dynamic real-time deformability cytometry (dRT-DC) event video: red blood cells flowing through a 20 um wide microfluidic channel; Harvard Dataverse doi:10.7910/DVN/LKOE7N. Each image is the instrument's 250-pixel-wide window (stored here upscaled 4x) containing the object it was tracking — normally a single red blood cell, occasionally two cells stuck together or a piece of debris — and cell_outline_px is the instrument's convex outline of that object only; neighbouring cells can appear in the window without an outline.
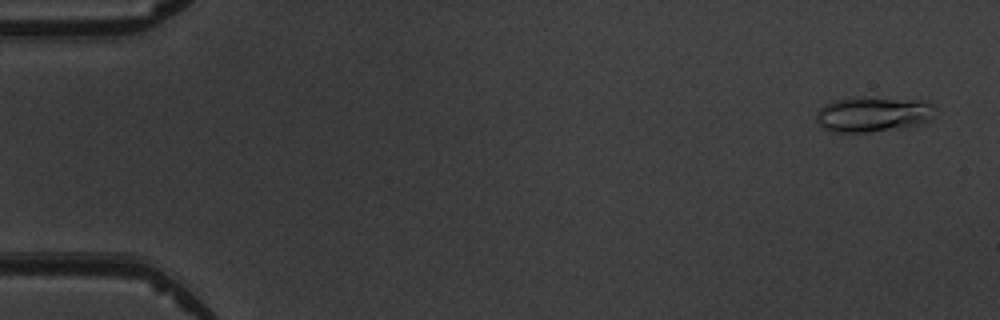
{"species": "common noctule bat (a hibernating species)", "species_latin": "Nyctalus noctula", "temperature_condition": "warm", "stored_images_in_passage": 7, "camera_frame_rate_fps": 3000, "um_per_image_px": 0.085, "animal": {"sex": "male", "body_mass_g": 19.5, "forearm_length_mm": 54.6}, "frame": {"image": 1, "passage_image": 1, "time_ms": 0.0, "image_size_px": [1000, 320], "cell_outline_px": [[936, 104], [932, 120], [924, 124], [868, 132], [832, 132], [820, 128], [816, 124], [816, 112], [824, 104], [836, 100], [920, 100]], "centroid_in_image_um": [74.21, 9.77], "position_along_channel_um": 10.8, "area_um2": 23.76}}
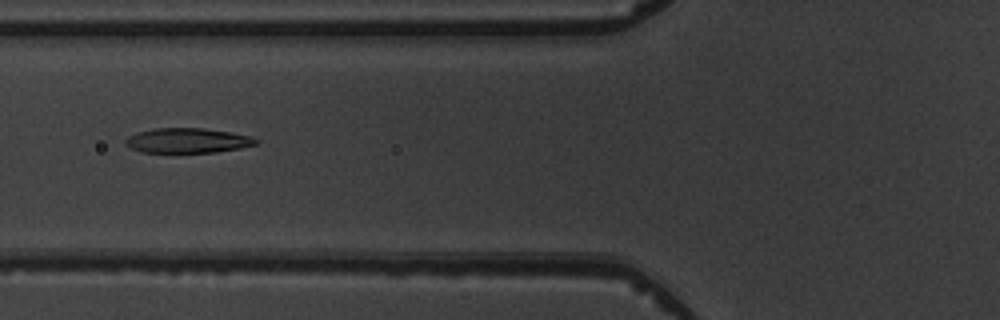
{"frame": {"image": 2, "passage_image": 6, "time_ms": 6.0, "image_size_px": [1000, 320], "cell_outline_px": [[260, 140], [256, 144], [240, 148], [216, 152], [140, 152], [124, 144], [124, 140], [128, 136], [136, 132], [152, 128], [204, 128], [232, 132], [252, 136]], "centroid_in_image_um": [15.94, 11.93], "position_along_channel_um": 109.9, "area_um2": 19.07}}
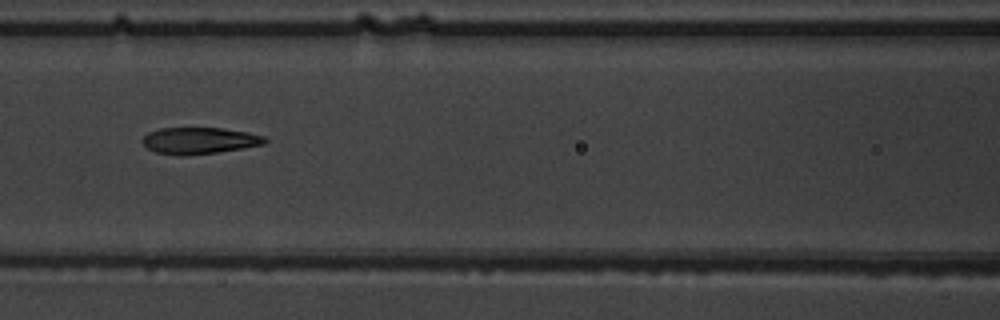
{"frame": {"image": 3, "passage_image": 7, "time_ms": 7.0, "image_size_px": [1000, 320], "cell_outline_px": [[268, 140], [264, 144], [216, 152], [184, 156], [180, 156], [156, 152], [148, 148], [140, 140], [148, 132], [160, 128], [220, 128], [248, 132], [264, 136]], "centroid_in_image_um": [16.91, 11.95], "position_along_channel_um": 149.7, "area_um2": 18.84}}